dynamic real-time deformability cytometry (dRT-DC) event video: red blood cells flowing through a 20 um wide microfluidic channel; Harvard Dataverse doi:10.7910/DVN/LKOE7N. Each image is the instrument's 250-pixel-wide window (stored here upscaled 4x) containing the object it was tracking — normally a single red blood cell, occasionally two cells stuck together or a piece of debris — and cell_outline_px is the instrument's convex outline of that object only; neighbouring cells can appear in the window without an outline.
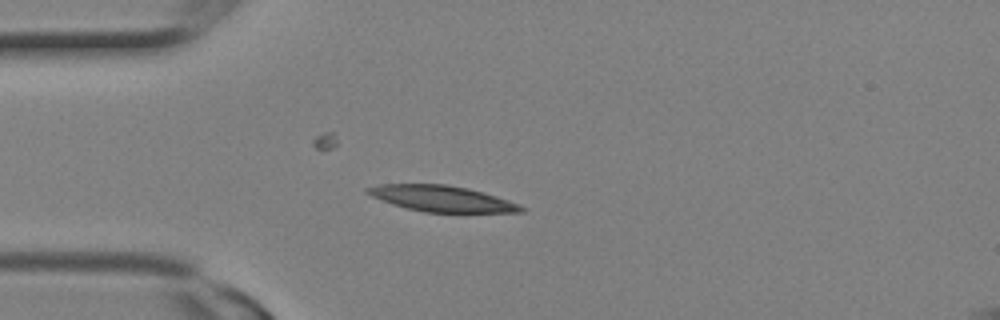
{"species": "Egyptian fruit bat (a non-hibernating species)", "species_latin": "Rousettus aegyptiacus", "temperature_condition": "room temperature", "stored_images_in_passage": 1, "camera_frame_rate_fps": 3000, "um_per_image_px": 0.085, "animal": {"sex": "female"}, "frame": {"image": 1, "passage_image": 1, "time_ms": 0.0, "image_size_px": [1000, 320], "cell_outline_px": [[524, 212], [424, 212], [392, 204], [372, 196], [364, 192], [364, 188], [380, 184], [448, 184], [468, 188], [484, 192], [520, 204], [524, 208]], "centroid_in_image_um": [37.54, 16.87], "position_along_channel_um": 47.5, "area_um2": 23.18}}